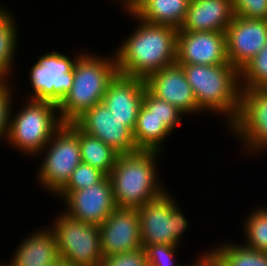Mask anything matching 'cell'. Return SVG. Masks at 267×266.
I'll list each match as a JSON object with an SVG mask.
<instances>
[{
	"label": "cell",
	"mask_w": 267,
	"mask_h": 266,
	"mask_svg": "<svg viewBox=\"0 0 267 266\" xmlns=\"http://www.w3.org/2000/svg\"><path fill=\"white\" fill-rule=\"evenodd\" d=\"M145 82L152 95L175 106L182 114H205L198 107L193 89L179 64L175 63L152 73Z\"/></svg>",
	"instance_id": "obj_14"
},
{
	"label": "cell",
	"mask_w": 267,
	"mask_h": 266,
	"mask_svg": "<svg viewBox=\"0 0 267 266\" xmlns=\"http://www.w3.org/2000/svg\"><path fill=\"white\" fill-rule=\"evenodd\" d=\"M234 15L267 20V0H231Z\"/></svg>",
	"instance_id": "obj_31"
},
{
	"label": "cell",
	"mask_w": 267,
	"mask_h": 266,
	"mask_svg": "<svg viewBox=\"0 0 267 266\" xmlns=\"http://www.w3.org/2000/svg\"><path fill=\"white\" fill-rule=\"evenodd\" d=\"M234 16L231 0H190L180 30L225 32Z\"/></svg>",
	"instance_id": "obj_18"
},
{
	"label": "cell",
	"mask_w": 267,
	"mask_h": 266,
	"mask_svg": "<svg viewBox=\"0 0 267 266\" xmlns=\"http://www.w3.org/2000/svg\"><path fill=\"white\" fill-rule=\"evenodd\" d=\"M74 58L66 53L53 50L37 56L28 75L31 92L24 99L48 101L59 105L70 91L73 84V68L77 58L84 52L82 49ZM66 54V55H65Z\"/></svg>",
	"instance_id": "obj_9"
},
{
	"label": "cell",
	"mask_w": 267,
	"mask_h": 266,
	"mask_svg": "<svg viewBox=\"0 0 267 266\" xmlns=\"http://www.w3.org/2000/svg\"><path fill=\"white\" fill-rule=\"evenodd\" d=\"M103 258L142 248L137 209L117 207L99 225Z\"/></svg>",
	"instance_id": "obj_15"
},
{
	"label": "cell",
	"mask_w": 267,
	"mask_h": 266,
	"mask_svg": "<svg viewBox=\"0 0 267 266\" xmlns=\"http://www.w3.org/2000/svg\"><path fill=\"white\" fill-rule=\"evenodd\" d=\"M13 11L8 9L0 17V78L13 77L18 57L19 27ZM15 62V64H14ZM13 72V73H12ZM12 75V76H11Z\"/></svg>",
	"instance_id": "obj_23"
},
{
	"label": "cell",
	"mask_w": 267,
	"mask_h": 266,
	"mask_svg": "<svg viewBox=\"0 0 267 266\" xmlns=\"http://www.w3.org/2000/svg\"><path fill=\"white\" fill-rule=\"evenodd\" d=\"M41 227L21 240L7 260L8 266H49L59 259L54 233L49 227Z\"/></svg>",
	"instance_id": "obj_19"
},
{
	"label": "cell",
	"mask_w": 267,
	"mask_h": 266,
	"mask_svg": "<svg viewBox=\"0 0 267 266\" xmlns=\"http://www.w3.org/2000/svg\"><path fill=\"white\" fill-rule=\"evenodd\" d=\"M124 12L136 20L137 25L127 39L115 46L117 72L146 79L152 73L175 64L178 29L142 21L131 10Z\"/></svg>",
	"instance_id": "obj_1"
},
{
	"label": "cell",
	"mask_w": 267,
	"mask_h": 266,
	"mask_svg": "<svg viewBox=\"0 0 267 266\" xmlns=\"http://www.w3.org/2000/svg\"><path fill=\"white\" fill-rule=\"evenodd\" d=\"M139 0H118V3H121V9L123 10H131L132 7L138 2ZM117 2V0H116Z\"/></svg>",
	"instance_id": "obj_34"
},
{
	"label": "cell",
	"mask_w": 267,
	"mask_h": 266,
	"mask_svg": "<svg viewBox=\"0 0 267 266\" xmlns=\"http://www.w3.org/2000/svg\"><path fill=\"white\" fill-rule=\"evenodd\" d=\"M66 124L78 135L81 162L108 176L119 154L100 139L82 131L74 122Z\"/></svg>",
	"instance_id": "obj_22"
},
{
	"label": "cell",
	"mask_w": 267,
	"mask_h": 266,
	"mask_svg": "<svg viewBox=\"0 0 267 266\" xmlns=\"http://www.w3.org/2000/svg\"><path fill=\"white\" fill-rule=\"evenodd\" d=\"M249 212L246 219H243V244L248 248L267 253V206L258 205Z\"/></svg>",
	"instance_id": "obj_25"
},
{
	"label": "cell",
	"mask_w": 267,
	"mask_h": 266,
	"mask_svg": "<svg viewBox=\"0 0 267 266\" xmlns=\"http://www.w3.org/2000/svg\"><path fill=\"white\" fill-rule=\"evenodd\" d=\"M106 175L97 168L80 163L72 172L70 179L59 191L86 189L99 183Z\"/></svg>",
	"instance_id": "obj_28"
},
{
	"label": "cell",
	"mask_w": 267,
	"mask_h": 266,
	"mask_svg": "<svg viewBox=\"0 0 267 266\" xmlns=\"http://www.w3.org/2000/svg\"><path fill=\"white\" fill-rule=\"evenodd\" d=\"M209 255L219 266H267V253L248 248L235 240L218 244L217 248L215 245Z\"/></svg>",
	"instance_id": "obj_24"
},
{
	"label": "cell",
	"mask_w": 267,
	"mask_h": 266,
	"mask_svg": "<svg viewBox=\"0 0 267 266\" xmlns=\"http://www.w3.org/2000/svg\"><path fill=\"white\" fill-rule=\"evenodd\" d=\"M0 266H8L6 260L5 261L2 260V262L0 261Z\"/></svg>",
	"instance_id": "obj_37"
},
{
	"label": "cell",
	"mask_w": 267,
	"mask_h": 266,
	"mask_svg": "<svg viewBox=\"0 0 267 266\" xmlns=\"http://www.w3.org/2000/svg\"><path fill=\"white\" fill-rule=\"evenodd\" d=\"M239 74L241 90L267 88V44L239 70Z\"/></svg>",
	"instance_id": "obj_26"
},
{
	"label": "cell",
	"mask_w": 267,
	"mask_h": 266,
	"mask_svg": "<svg viewBox=\"0 0 267 266\" xmlns=\"http://www.w3.org/2000/svg\"><path fill=\"white\" fill-rule=\"evenodd\" d=\"M191 85L198 107L207 115H221L225 126L237 117L240 104V74L230 63L219 65L179 64ZM209 112V113H207ZM225 118V119H224Z\"/></svg>",
	"instance_id": "obj_3"
},
{
	"label": "cell",
	"mask_w": 267,
	"mask_h": 266,
	"mask_svg": "<svg viewBox=\"0 0 267 266\" xmlns=\"http://www.w3.org/2000/svg\"><path fill=\"white\" fill-rule=\"evenodd\" d=\"M143 104L173 133L181 126L184 114L170 103L158 99L147 89L143 97Z\"/></svg>",
	"instance_id": "obj_27"
},
{
	"label": "cell",
	"mask_w": 267,
	"mask_h": 266,
	"mask_svg": "<svg viewBox=\"0 0 267 266\" xmlns=\"http://www.w3.org/2000/svg\"><path fill=\"white\" fill-rule=\"evenodd\" d=\"M175 200L172 192L166 190L137 209L143 248L155 244L181 246V239L190 225L181 205Z\"/></svg>",
	"instance_id": "obj_6"
},
{
	"label": "cell",
	"mask_w": 267,
	"mask_h": 266,
	"mask_svg": "<svg viewBox=\"0 0 267 266\" xmlns=\"http://www.w3.org/2000/svg\"><path fill=\"white\" fill-rule=\"evenodd\" d=\"M8 9L6 8L5 4L2 5L0 4V17L7 11Z\"/></svg>",
	"instance_id": "obj_36"
},
{
	"label": "cell",
	"mask_w": 267,
	"mask_h": 266,
	"mask_svg": "<svg viewBox=\"0 0 267 266\" xmlns=\"http://www.w3.org/2000/svg\"><path fill=\"white\" fill-rule=\"evenodd\" d=\"M10 79L12 80V78H0V141L3 140V142L7 140L11 108L16 110L13 101L15 99L14 92L17 91L14 90Z\"/></svg>",
	"instance_id": "obj_29"
},
{
	"label": "cell",
	"mask_w": 267,
	"mask_h": 266,
	"mask_svg": "<svg viewBox=\"0 0 267 266\" xmlns=\"http://www.w3.org/2000/svg\"><path fill=\"white\" fill-rule=\"evenodd\" d=\"M63 202L60 210L67 216L84 223L100 225L117 208L113 198L110 178L76 191H58L53 195Z\"/></svg>",
	"instance_id": "obj_11"
},
{
	"label": "cell",
	"mask_w": 267,
	"mask_h": 266,
	"mask_svg": "<svg viewBox=\"0 0 267 266\" xmlns=\"http://www.w3.org/2000/svg\"><path fill=\"white\" fill-rule=\"evenodd\" d=\"M170 135L172 132L142 103L133 130L136 147L164 152L163 146Z\"/></svg>",
	"instance_id": "obj_21"
},
{
	"label": "cell",
	"mask_w": 267,
	"mask_h": 266,
	"mask_svg": "<svg viewBox=\"0 0 267 266\" xmlns=\"http://www.w3.org/2000/svg\"><path fill=\"white\" fill-rule=\"evenodd\" d=\"M99 54L85 50L77 58L72 87L58 105L63 123L74 122L86 110L102 103L109 82L118 73L115 52L107 57Z\"/></svg>",
	"instance_id": "obj_4"
},
{
	"label": "cell",
	"mask_w": 267,
	"mask_h": 266,
	"mask_svg": "<svg viewBox=\"0 0 267 266\" xmlns=\"http://www.w3.org/2000/svg\"><path fill=\"white\" fill-rule=\"evenodd\" d=\"M181 246L168 244L147 245L144 249L147 255L148 266H190L177 263L178 249ZM177 253V254H176ZM177 255V256H176ZM180 264V265H179Z\"/></svg>",
	"instance_id": "obj_30"
},
{
	"label": "cell",
	"mask_w": 267,
	"mask_h": 266,
	"mask_svg": "<svg viewBox=\"0 0 267 266\" xmlns=\"http://www.w3.org/2000/svg\"><path fill=\"white\" fill-rule=\"evenodd\" d=\"M54 217L49 228L59 258L72 266H99L103 259L99 226L72 219L62 211Z\"/></svg>",
	"instance_id": "obj_8"
},
{
	"label": "cell",
	"mask_w": 267,
	"mask_h": 266,
	"mask_svg": "<svg viewBox=\"0 0 267 266\" xmlns=\"http://www.w3.org/2000/svg\"><path fill=\"white\" fill-rule=\"evenodd\" d=\"M74 123L85 133L103 141L119 155L139 150L134 142L133 132L103 103L86 110Z\"/></svg>",
	"instance_id": "obj_12"
},
{
	"label": "cell",
	"mask_w": 267,
	"mask_h": 266,
	"mask_svg": "<svg viewBox=\"0 0 267 266\" xmlns=\"http://www.w3.org/2000/svg\"><path fill=\"white\" fill-rule=\"evenodd\" d=\"M177 64L219 65L229 63L226 33L177 30Z\"/></svg>",
	"instance_id": "obj_13"
},
{
	"label": "cell",
	"mask_w": 267,
	"mask_h": 266,
	"mask_svg": "<svg viewBox=\"0 0 267 266\" xmlns=\"http://www.w3.org/2000/svg\"><path fill=\"white\" fill-rule=\"evenodd\" d=\"M190 0H139L131 11L142 21L180 29Z\"/></svg>",
	"instance_id": "obj_20"
},
{
	"label": "cell",
	"mask_w": 267,
	"mask_h": 266,
	"mask_svg": "<svg viewBox=\"0 0 267 266\" xmlns=\"http://www.w3.org/2000/svg\"><path fill=\"white\" fill-rule=\"evenodd\" d=\"M225 33L228 61L240 70L267 44V20L235 15Z\"/></svg>",
	"instance_id": "obj_16"
},
{
	"label": "cell",
	"mask_w": 267,
	"mask_h": 266,
	"mask_svg": "<svg viewBox=\"0 0 267 266\" xmlns=\"http://www.w3.org/2000/svg\"><path fill=\"white\" fill-rule=\"evenodd\" d=\"M49 266H72V265H70L67 261L59 258L54 264Z\"/></svg>",
	"instance_id": "obj_35"
},
{
	"label": "cell",
	"mask_w": 267,
	"mask_h": 266,
	"mask_svg": "<svg viewBox=\"0 0 267 266\" xmlns=\"http://www.w3.org/2000/svg\"><path fill=\"white\" fill-rule=\"evenodd\" d=\"M227 129L233 137L239 138L245 154H266L267 88L241 90L238 115Z\"/></svg>",
	"instance_id": "obj_10"
},
{
	"label": "cell",
	"mask_w": 267,
	"mask_h": 266,
	"mask_svg": "<svg viewBox=\"0 0 267 266\" xmlns=\"http://www.w3.org/2000/svg\"><path fill=\"white\" fill-rule=\"evenodd\" d=\"M99 266H148V261L145 249L142 247L103 258Z\"/></svg>",
	"instance_id": "obj_32"
},
{
	"label": "cell",
	"mask_w": 267,
	"mask_h": 266,
	"mask_svg": "<svg viewBox=\"0 0 267 266\" xmlns=\"http://www.w3.org/2000/svg\"><path fill=\"white\" fill-rule=\"evenodd\" d=\"M36 157L41 158L35 174L38 186L55 195L81 163L78 135L64 123Z\"/></svg>",
	"instance_id": "obj_7"
},
{
	"label": "cell",
	"mask_w": 267,
	"mask_h": 266,
	"mask_svg": "<svg viewBox=\"0 0 267 266\" xmlns=\"http://www.w3.org/2000/svg\"><path fill=\"white\" fill-rule=\"evenodd\" d=\"M22 100L25 103L16 110L18 113L11 108L6 143L26 157L36 158L64 123L55 103Z\"/></svg>",
	"instance_id": "obj_5"
},
{
	"label": "cell",
	"mask_w": 267,
	"mask_h": 266,
	"mask_svg": "<svg viewBox=\"0 0 267 266\" xmlns=\"http://www.w3.org/2000/svg\"><path fill=\"white\" fill-rule=\"evenodd\" d=\"M162 154L156 150H138L118 155L108 175L116 207L138 209L168 190L157 170Z\"/></svg>",
	"instance_id": "obj_2"
},
{
	"label": "cell",
	"mask_w": 267,
	"mask_h": 266,
	"mask_svg": "<svg viewBox=\"0 0 267 266\" xmlns=\"http://www.w3.org/2000/svg\"><path fill=\"white\" fill-rule=\"evenodd\" d=\"M146 89L145 79L117 73L109 82L102 103L133 132Z\"/></svg>",
	"instance_id": "obj_17"
},
{
	"label": "cell",
	"mask_w": 267,
	"mask_h": 266,
	"mask_svg": "<svg viewBox=\"0 0 267 266\" xmlns=\"http://www.w3.org/2000/svg\"><path fill=\"white\" fill-rule=\"evenodd\" d=\"M210 249L204 250L201 254H198L196 260L190 263V266H219L211 257H210Z\"/></svg>",
	"instance_id": "obj_33"
}]
</instances>
